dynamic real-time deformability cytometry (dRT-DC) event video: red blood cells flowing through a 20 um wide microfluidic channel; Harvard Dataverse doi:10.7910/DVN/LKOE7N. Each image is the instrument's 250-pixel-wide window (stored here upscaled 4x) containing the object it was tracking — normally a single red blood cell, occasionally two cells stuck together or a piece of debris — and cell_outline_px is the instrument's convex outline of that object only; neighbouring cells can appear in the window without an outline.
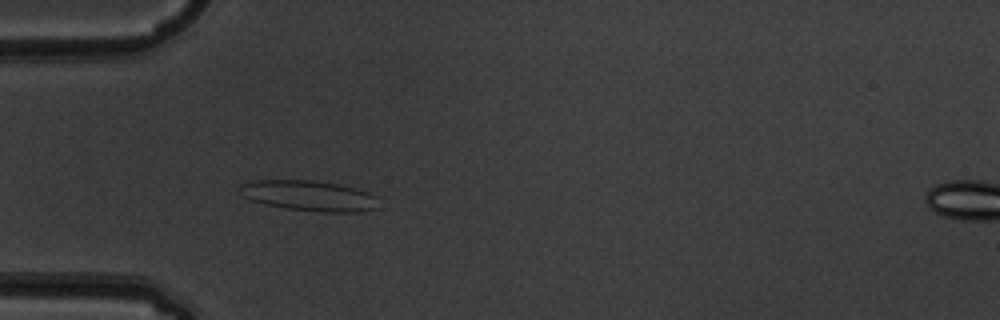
{"species": "common noctule bat (a hibernating species)", "species_latin": "Nyctalus noctula", "temperature_condition": "warm", "stored_images_in_passage": 6, "camera_frame_rate_fps": 3000, "um_per_image_px": 0.085, "animal": {"sex": "male", "body_mass_g": 19.5, "forearm_length_mm": 54.6}, "frame": {"image": 1, "passage_image": 5, "time_ms": 1.333, "image_size_px": [1000, 320], "cell_outline_px": [[380, 208], [360, 212], [324, 212], [284, 208], [264, 204], [252, 200], [244, 196], [240, 188], [240, 184], [252, 180], [312, 180], [340, 184], [356, 188], [368, 192], [376, 196]], "centroid_in_image_um": [26.33, 16.64], "position_along_channel_um": 58.7, "area_um2": 24.8}}